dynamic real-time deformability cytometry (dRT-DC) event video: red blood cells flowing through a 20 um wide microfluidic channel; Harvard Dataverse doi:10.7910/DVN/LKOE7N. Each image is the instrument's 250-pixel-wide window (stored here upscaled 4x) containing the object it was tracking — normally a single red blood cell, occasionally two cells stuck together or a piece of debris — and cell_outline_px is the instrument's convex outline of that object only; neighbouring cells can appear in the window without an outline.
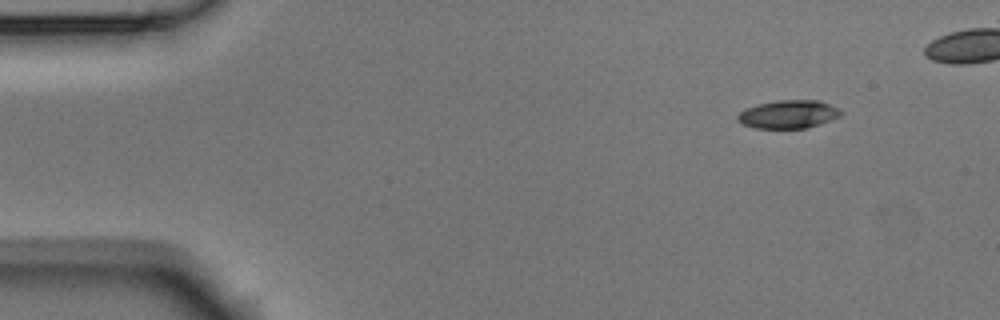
{"species": "Egyptian fruit bat (a non-hibernating species)", "species_latin": "Rousettus aegyptiacus", "temperature_condition": "room temperature", "stored_images_in_passage": 5, "camera_frame_rate_fps": 3000, "um_per_image_px": 0.085, "animal": {"sex": "male"}, "frame": {"image": 1, "passage_image": 1, "time_ms": 0.0, "image_size_px": [1000, 320], "cell_outline_px": [[844, 112], [840, 116], [804, 128], [756, 128], [744, 124], [736, 120], [736, 116], [744, 108], [776, 100], [820, 100]], "centroid_in_image_um": [66.97, 9.7], "position_along_channel_um": 18.0, "area_um2": 16.7}}